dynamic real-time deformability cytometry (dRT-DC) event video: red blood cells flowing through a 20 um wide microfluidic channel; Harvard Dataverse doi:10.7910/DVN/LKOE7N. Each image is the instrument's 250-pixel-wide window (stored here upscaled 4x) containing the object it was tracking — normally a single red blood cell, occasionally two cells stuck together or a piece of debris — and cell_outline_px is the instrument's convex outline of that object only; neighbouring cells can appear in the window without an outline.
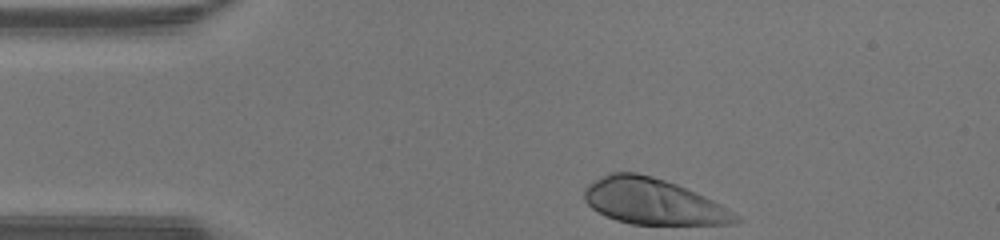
{"species": "human", "species_latin": "Homo sapiens", "temperature_condition": "warm", "stored_images_in_passage": 30, "camera_frame_rate_fps": 3000, "um_per_image_px": 0.085, "donor": {"sex": "male"}, "frame": {"image": 1, "passage_image": 1, "time_ms": 0.0, "image_size_px": [1000, 240], "cell_outline_px": [[740, 220], [732, 224], [632, 224], [616, 220], [592, 208], [584, 200], [584, 188], [588, 184], [612, 172], [636, 172], [652, 176], [676, 184], [696, 192], [720, 204], [740, 216]], "centroid_in_image_um": [55.51, 17.13], "position_along_channel_um": 29.5, "area_um2": 40.0}}
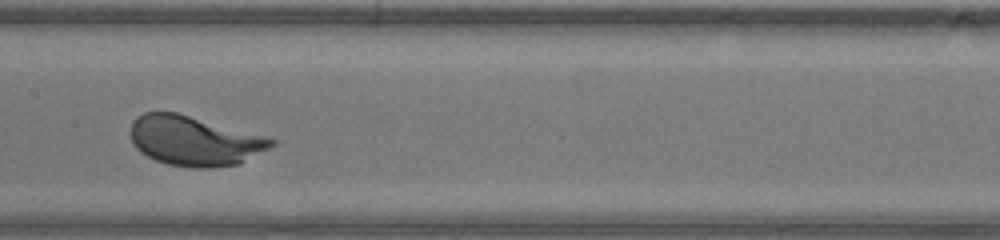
{"frame": {"image": 2, "passage_image": 16, "time_ms": 5.0, "image_size_px": [1000, 240], "cell_outline_px": [[276, 144], [240, 164], [216, 168], [192, 168], [168, 164], [156, 160], [140, 152], [132, 144], [132, 120], [136, 116], [144, 112], [176, 112], [276, 140]], "centroid_in_image_um": [16.49, 11.99], "position_along_channel_um": 190.9, "area_um2": 40.46}}
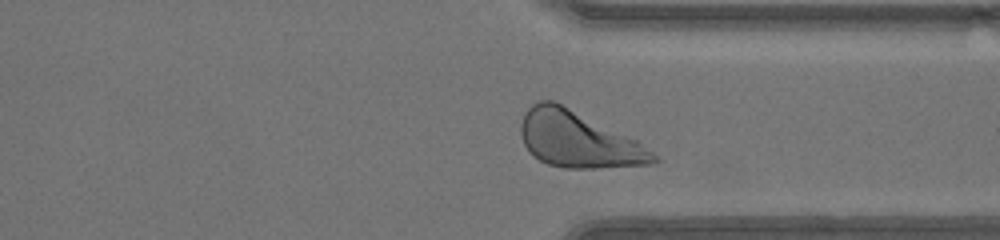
{"frame": {"image": 3, "passage_image": 28, "time_ms": 9.0, "image_size_px": [1000, 240], "cell_outline_px": [[660, 160], [652, 164], [596, 168], [564, 168], [548, 164], [540, 160], [524, 144], [520, 136], [520, 124], [524, 112], [532, 104], [540, 100], [552, 100], [636, 140], [652, 152]], "centroid_in_image_um": [49.11, 11.87], "position_along_channel_um": 362.3, "area_um2": 42.6}, "authors_computed_cell_mechanics": {"area_um2": 39.9398, "velocity_mm_per_s": 4.2996, "shape_relaxation_time_tau1_ms": 1.3757, "shape_relaxation_time_tau2_ms": null, "deformation_change_tau1": 0.151, "deformation_change_tau2": null}}